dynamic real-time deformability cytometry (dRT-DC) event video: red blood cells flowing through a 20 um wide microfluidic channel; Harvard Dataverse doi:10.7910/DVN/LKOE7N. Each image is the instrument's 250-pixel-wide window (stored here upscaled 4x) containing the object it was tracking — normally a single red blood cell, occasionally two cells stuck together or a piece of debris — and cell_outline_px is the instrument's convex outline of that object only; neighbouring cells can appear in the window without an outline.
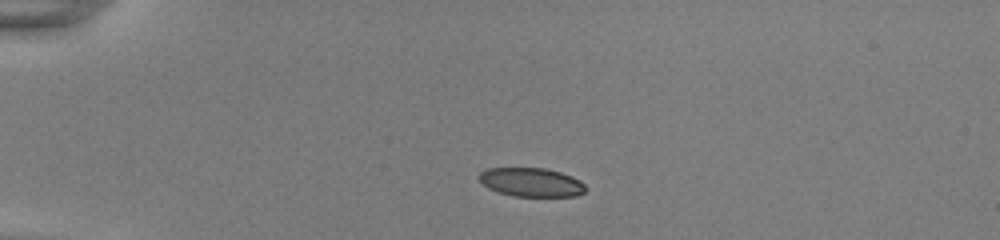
{"species": "common noctule bat (a hibernating species)", "species_latin": "Nyctalus noctula", "temperature_condition": "room temperature", "stored_images_in_passage": 41, "camera_frame_rate_fps": 3000, "um_per_image_px": 0.085, "animal": {"sex": "female", "body_mass_g": 22.0, "forearm_length_mm": 56.7}, "frame": {"image": 1, "passage_image": 1, "time_ms": 0.0, "image_size_px": [1000, 240], "cell_outline_px": [[588, 188], [584, 192], [576, 196], [512, 196], [488, 188], [480, 180], [480, 172], [488, 168], [548, 168], [572, 176], [580, 180]], "centroid_in_image_um": [45.2, 15.49], "position_along_channel_um": 39.8, "area_um2": 17.86}}
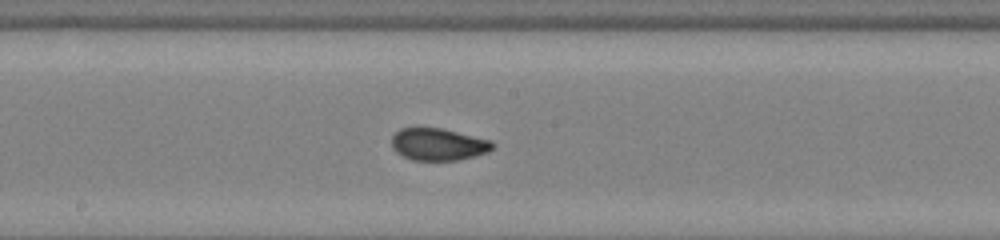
{"frame": {"image": 2, "passage_image": 18, "time_ms": 5.667, "image_size_px": [1000, 240], "cell_outline_px": [[496, 144], [488, 152], [476, 156], [456, 160], [412, 160], [396, 152], [392, 148], [392, 136], [400, 128], [444, 128], [492, 140]], "centroid_in_image_um": [37.28, 12.26], "position_along_channel_um": 210.9, "area_um2": 19.07}}
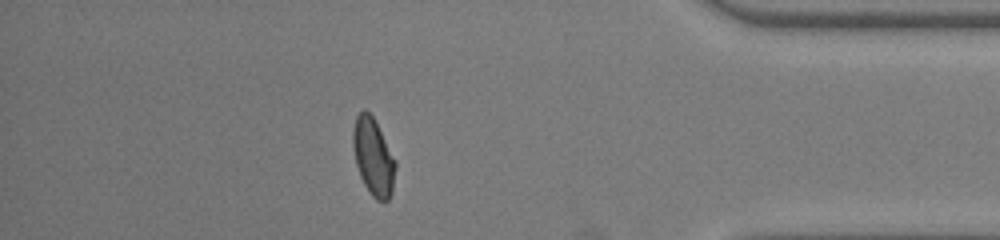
{"frame": {"image": 3, "passage_image": 35, "time_ms": 11.333, "image_size_px": [1000, 240], "cell_outline_px": [[396, 168], [392, 192], [388, 200], [376, 200], [372, 196], [364, 184], [360, 176], [356, 164], [352, 148], [352, 132], [356, 116], [364, 108], [372, 116], [396, 160]], "centroid_in_image_um": [31.72, 13.34], "position_along_channel_um": 403.5, "area_um2": 19.07}, "authors_computed_cell_mechanics": {"area_um2": 19.074, "velocity_mm_per_s": 3.8862, "shape_relaxation_time_tau1_ms": 8.8287, "shape_relaxation_time_tau2_ms": null, "deformation_change_tau1": 0.2248, "deformation_change_tau2": null}}